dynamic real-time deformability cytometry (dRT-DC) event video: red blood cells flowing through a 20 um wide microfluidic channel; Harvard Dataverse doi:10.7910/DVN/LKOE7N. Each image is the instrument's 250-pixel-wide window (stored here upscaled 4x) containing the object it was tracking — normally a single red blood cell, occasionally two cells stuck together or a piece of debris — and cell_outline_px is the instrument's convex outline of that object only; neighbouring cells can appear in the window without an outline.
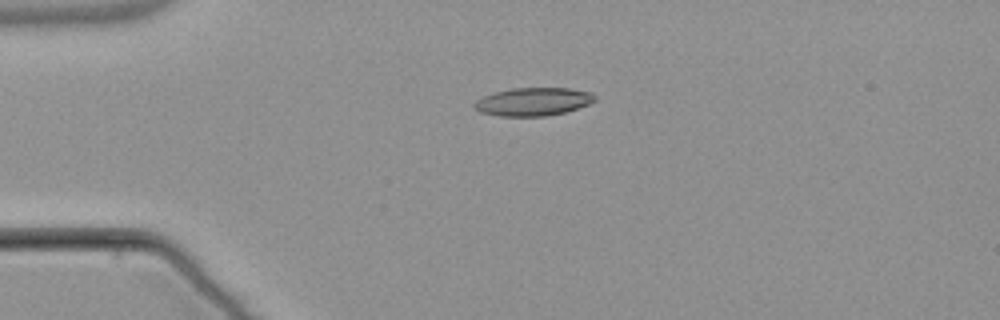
{"species": "common noctule bat (a hibernating species)", "species_latin": "Nyctalus noctula", "temperature_condition": "warm", "stored_images_in_passage": 5, "camera_frame_rate_fps": 3000, "um_per_image_px": 0.085, "animal": {"sex": "male", "body_mass_g": 21.5, "forearm_length_mm": 52.0}, "frame": {"image": 1, "passage_image": 3, "time_ms": 3.333, "image_size_px": [1000, 320], "cell_outline_px": [[596, 100], [588, 104], [564, 112], [544, 116], [500, 116], [480, 112], [472, 108], [472, 104], [476, 100], [484, 96], [496, 92], [512, 88], [572, 88], [592, 92], [596, 96]], "centroid_in_image_um": [45.31, 8.64], "position_along_channel_um": 39.7, "area_um2": 19.77}}
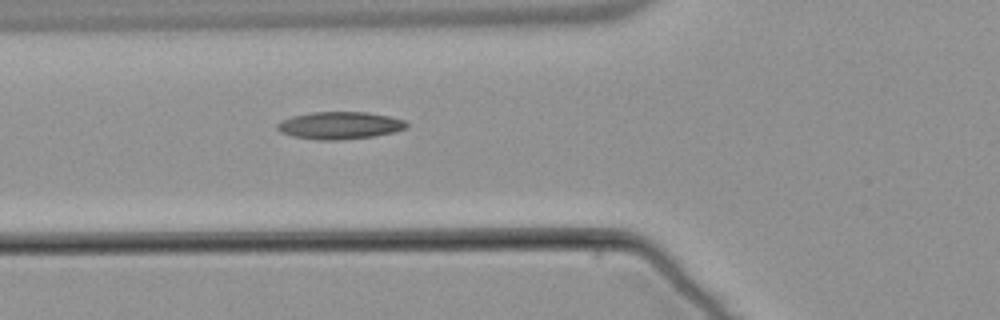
{"frame": {"image": 2, "passage_image": 5, "time_ms": 5.667, "image_size_px": [1000, 320], "cell_outline_px": [[408, 128], [392, 132], [372, 136], [340, 140], [320, 140], [292, 136], [280, 132], [276, 128], [276, 124], [280, 120], [292, 116], [312, 112], [368, 112], [388, 116], [404, 120], [408, 124]], "centroid_in_image_um": [28.84, 10.66], "position_along_channel_um": 97.0, "area_um2": 20.63}}